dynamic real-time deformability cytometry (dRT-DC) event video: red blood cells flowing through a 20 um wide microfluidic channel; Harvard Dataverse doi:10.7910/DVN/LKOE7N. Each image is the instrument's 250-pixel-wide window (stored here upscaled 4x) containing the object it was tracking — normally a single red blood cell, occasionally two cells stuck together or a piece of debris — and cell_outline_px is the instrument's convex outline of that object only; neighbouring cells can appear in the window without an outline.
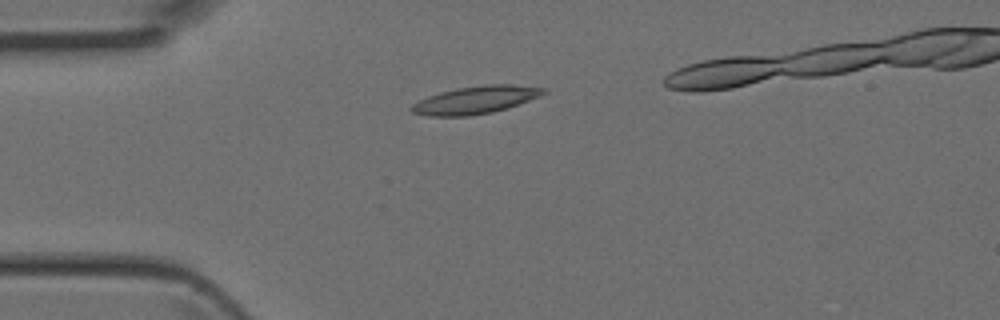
{"species": "Egyptian fruit bat (a non-hibernating species)", "species_latin": "Rousettus aegyptiacus", "temperature_condition": "room temperature", "stored_images_in_passage": 4, "camera_frame_rate_fps": 3000, "um_per_image_px": 0.085, "animal": {"sex": "female"}, "frame": {"image": 1, "passage_image": 2, "time_ms": 0.333, "image_size_px": [1000, 320], "cell_outline_px": [[548, 92], [540, 96], [508, 108], [492, 112], [468, 116], [428, 116], [412, 112], [408, 108], [412, 104], [428, 96], [440, 92], [456, 88], [484, 84], [512, 84], [548, 88]], "centroid_in_image_um": [40.45, 8.48], "position_along_channel_um": 44.6, "area_um2": 21.44}}